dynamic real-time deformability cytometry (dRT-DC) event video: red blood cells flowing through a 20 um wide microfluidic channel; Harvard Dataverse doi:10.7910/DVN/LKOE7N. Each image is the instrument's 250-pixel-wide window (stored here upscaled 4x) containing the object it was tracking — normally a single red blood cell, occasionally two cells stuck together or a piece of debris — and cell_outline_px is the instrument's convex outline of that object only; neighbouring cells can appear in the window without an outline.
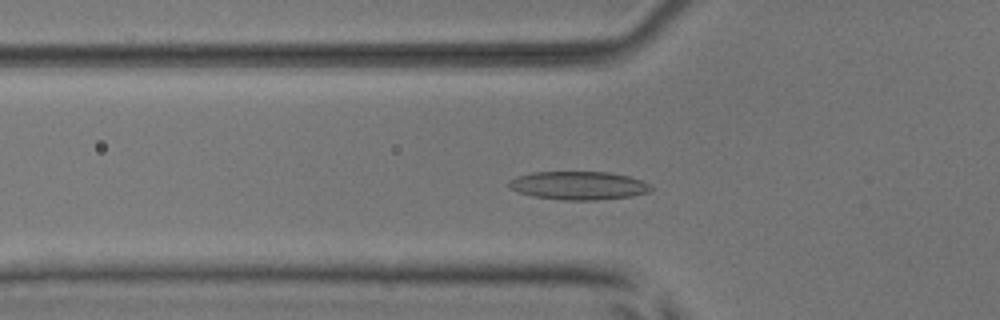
{"species": "common noctule bat (a hibernating species)", "species_latin": "Nyctalus noctula", "temperature_condition": "room temperature", "stored_images_in_passage": 53, "camera_frame_rate_fps": 3000, "um_per_image_px": 0.085, "animal": {"sex": "male", "body_mass_g": 17.9, "forearm_length_mm": 54.2}, "frame": {"image": 1, "passage_image": 18, "time_ms": 5.667, "image_size_px": [1000, 320], "cell_outline_px": [[652, 188], [648, 192], [632, 196], [596, 200], [564, 200], [532, 196], [508, 188], [508, 180], [516, 176], [532, 172], [608, 172], [628, 176], [644, 180], [652, 184]], "centroid_in_image_um": [49.18, 15.76], "position_along_channel_um": 76.6, "area_um2": 23.64}}
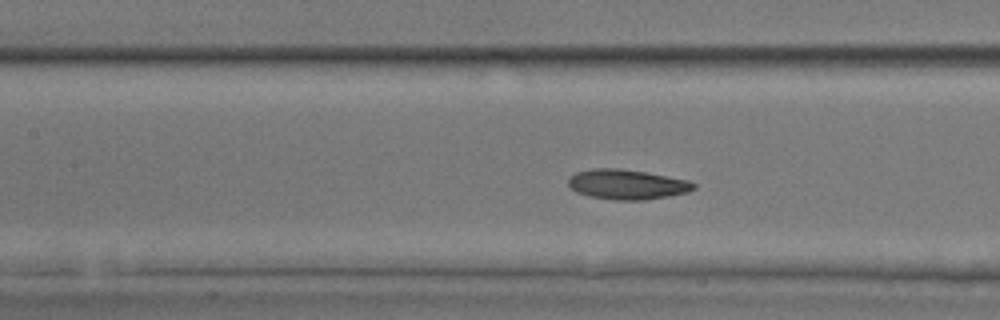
{"frame": {"image": 2, "passage_image": 24, "time_ms": 7.667, "image_size_px": [1000, 320], "cell_outline_px": [[696, 188], [688, 192], [668, 196], [644, 200], [612, 200], [588, 196], [576, 192], [568, 184], [568, 176], [576, 172], [592, 168], [620, 168], [644, 172], [688, 180], [696, 184]], "centroid_in_image_um": [53.26, 15.67], "position_along_channel_um": 154.1, "area_um2": 21.96}}
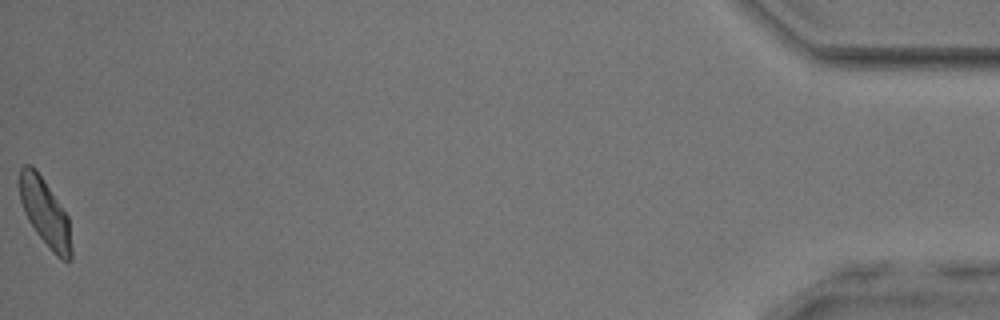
{"frame": {"image": 3, "passage_image": 53, "time_ms": 17.333, "image_size_px": [1000, 320], "cell_outline_px": [[72, 260], [60, 260], [52, 252], [36, 232], [28, 220], [24, 212], [20, 200], [20, 168], [24, 164], [32, 164], [36, 168], [68, 216], [72, 248]], "centroid_in_image_um": [3.84, 18.08], "position_along_channel_um": 431.4, "area_um2": 20.4}, "authors_computed_cell_mechanics": {"area_um2": 21.675, "velocity_mm_per_s": 3.8692, "shape_relaxation_time_tau1_ms": 3.3752, "shape_relaxation_time_tau2_ms": 3.4839, "deformation_change_tau1": 0.1175, "deformation_change_tau2": 0.1054}}